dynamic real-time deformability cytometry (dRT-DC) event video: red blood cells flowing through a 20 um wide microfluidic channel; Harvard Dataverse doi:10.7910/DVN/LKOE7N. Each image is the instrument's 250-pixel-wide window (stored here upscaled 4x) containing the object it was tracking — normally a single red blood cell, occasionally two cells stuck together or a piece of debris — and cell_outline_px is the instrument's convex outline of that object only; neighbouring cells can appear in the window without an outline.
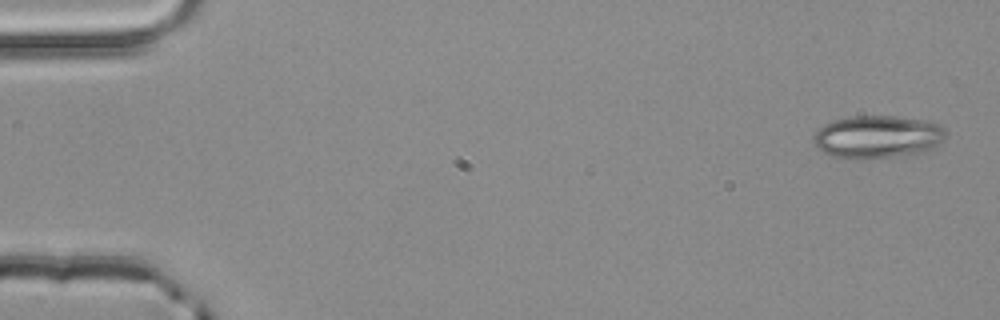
{"species": "common noctule bat (a hibernating species)", "species_latin": "Nyctalus noctula", "temperature_condition": "room temperature", "stored_images_in_passage": 4, "camera_frame_rate_fps": 3000, "um_per_image_px": 0.085, "animal": {"sex": "male", "body_mass_g": 20.4}, "frame": {"image": 1, "passage_image": 1, "time_ms": 0.0, "image_size_px": [1000, 320], "cell_outline_px": [[948, 132], [932, 148], [924, 152], [912, 156], [860, 160], [856, 160], [832, 156], [816, 148], [812, 140], [812, 136], [824, 124], [848, 116], [896, 116], [928, 120], [940, 124]], "centroid_in_image_um": [74.59, 11.65], "position_along_channel_um": 10.4, "area_um2": 33.76}}